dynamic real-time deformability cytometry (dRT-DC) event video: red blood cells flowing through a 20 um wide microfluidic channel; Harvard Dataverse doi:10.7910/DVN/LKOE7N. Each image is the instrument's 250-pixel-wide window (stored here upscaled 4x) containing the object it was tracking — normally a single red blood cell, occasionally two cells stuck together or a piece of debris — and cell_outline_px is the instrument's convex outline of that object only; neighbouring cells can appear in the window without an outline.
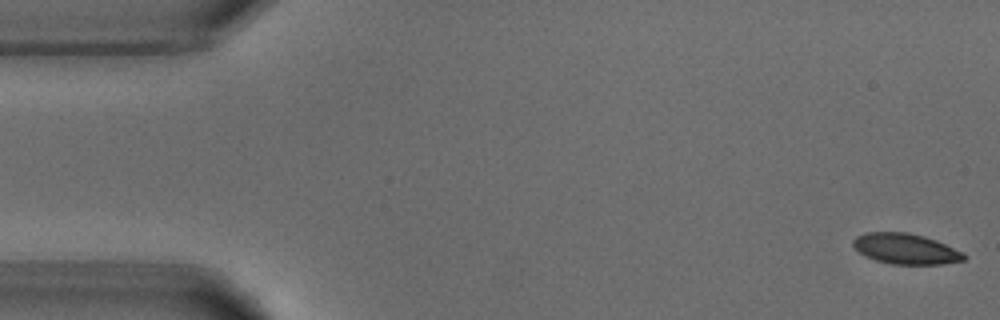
{"species": "common noctule bat (a hibernating species)", "species_latin": "Nyctalus noctula", "temperature_condition": "warm", "stored_images_in_passage": 7, "camera_frame_rate_fps": 3000, "um_per_image_px": 0.085, "animal": {"sex": "male", "body_mass_g": 18.8}, "frame": {"image": 1, "passage_image": 1, "time_ms": 0.0, "image_size_px": [1000, 320], "cell_outline_px": [[968, 256], [964, 260], [940, 264], [892, 264], [876, 260], [864, 256], [852, 244], [852, 240], [856, 236], [864, 232], [908, 232], [924, 236], [936, 240], [964, 252]], "centroid_in_image_um": [76.98, 21.14], "position_along_channel_um": 8.0, "area_um2": 19.83}}
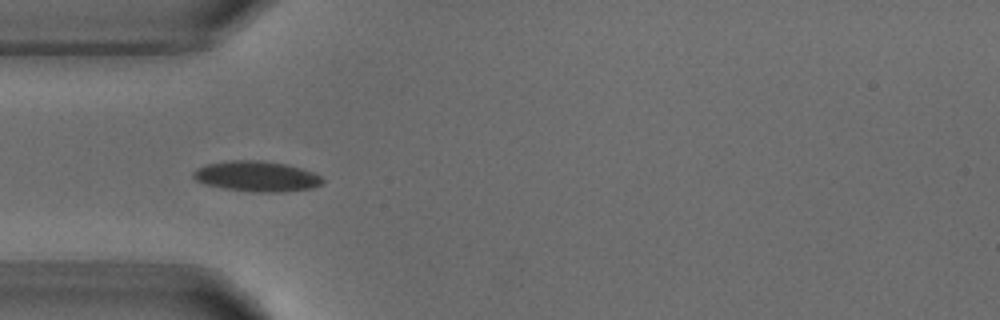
{"frame": {"image": 2, "passage_image": 5, "time_ms": 4.667, "image_size_px": [1000, 320], "cell_outline_px": [[324, 184], [312, 188], [284, 192], [252, 192], [224, 188], [204, 184], [196, 180], [192, 176], [192, 172], [196, 168], [208, 164], [228, 160], [264, 160], [284, 164], [300, 168], [312, 172], [320, 176], [324, 180]], "centroid_in_image_um": [21.81, 14.99], "position_along_channel_um": 63.2, "area_um2": 23.06}}
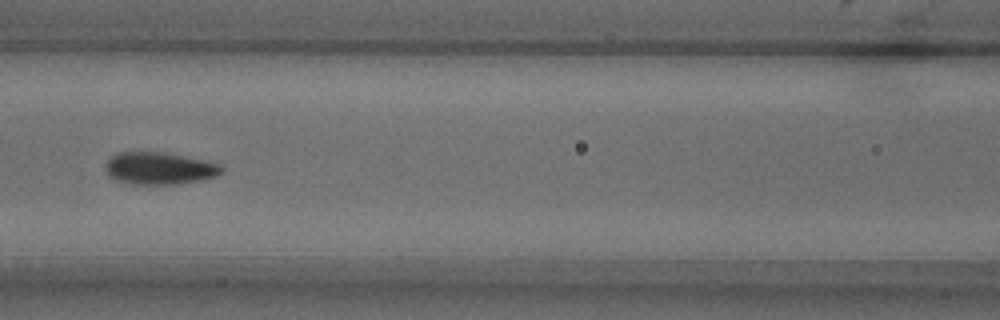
{"frame": {"image": 3, "passage_image": 7, "time_ms": 7.0, "image_size_px": [1000, 320], "cell_outline_px": [[224, 172], [216, 176], [200, 180], [176, 184], [128, 184], [116, 180], [108, 176], [104, 164], [116, 152], [160, 152], [184, 156], [224, 164]], "centroid_in_image_um": [13.56, 14.31], "position_along_channel_um": 153.0, "area_um2": 22.02}}